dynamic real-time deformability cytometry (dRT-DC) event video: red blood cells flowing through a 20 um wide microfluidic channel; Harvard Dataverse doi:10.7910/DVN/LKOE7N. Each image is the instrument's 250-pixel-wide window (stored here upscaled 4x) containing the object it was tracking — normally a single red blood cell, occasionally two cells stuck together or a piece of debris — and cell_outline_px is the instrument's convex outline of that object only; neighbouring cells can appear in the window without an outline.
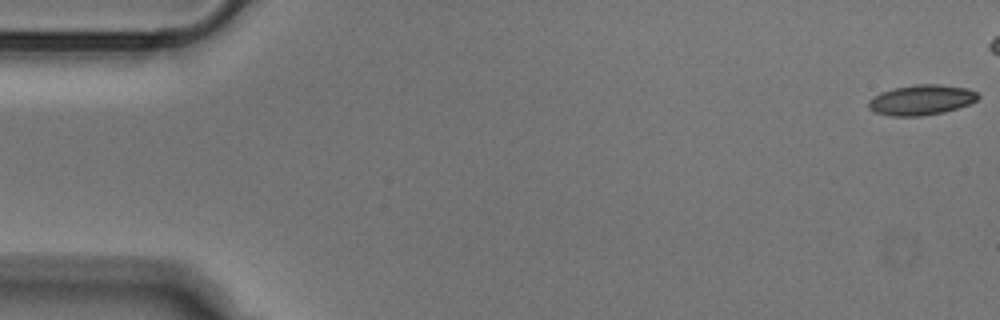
{"species": "Egyptian fruit bat (a non-hibernating species)", "species_latin": "Rousettus aegyptiacus", "temperature_condition": "cold", "stored_images_in_passage": 43, "camera_frame_rate_fps": 3000, "um_per_image_px": 0.085, "animal": {"sex": "male"}, "frame": {"image": 1, "passage_image": 1, "time_ms": 0.0, "image_size_px": [1000, 320], "cell_outline_px": [[980, 96], [976, 100], [968, 104], [944, 112], [924, 116], [892, 116], [872, 112], [868, 108], [868, 100], [880, 92], [892, 88], [916, 84], [936, 84], [968, 88], [976, 92]], "centroid_in_image_um": [78.27, 8.49], "position_along_channel_um": 6.7, "area_um2": 19.42}}
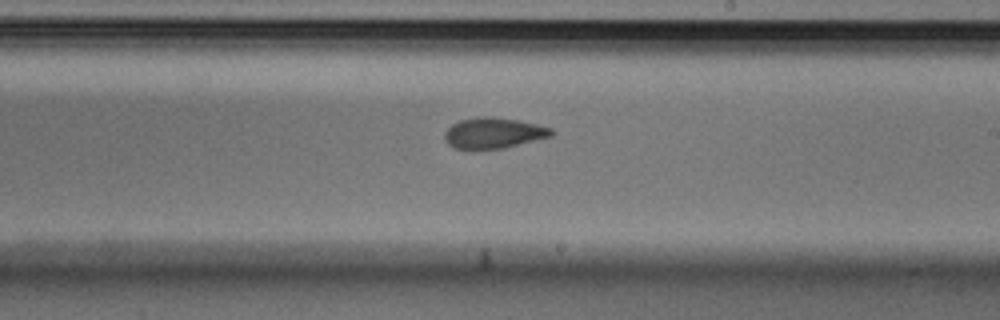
{"frame": {"image": 2, "passage_image": 30, "time_ms": 9.667, "image_size_px": [1000, 320], "cell_outline_px": [[556, 132], [552, 136], [504, 148], [472, 152], [456, 148], [448, 144], [444, 140], [444, 132], [452, 124], [460, 120], [480, 116], [492, 116], [520, 120], [552, 128]], "centroid_in_image_um": [41.93, 11.33], "position_along_channel_um": 247.1, "area_um2": 19.83}}
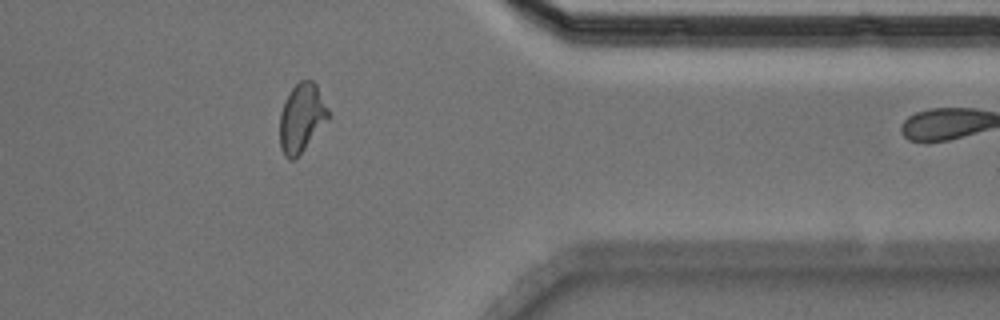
{"frame": {"image": 3, "passage_image": 42, "time_ms": 13.667, "image_size_px": [1000, 320], "cell_outline_px": [[328, 120], [304, 148], [292, 160], [288, 160], [284, 156], [280, 148], [280, 112], [284, 100], [292, 88], [300, 80], [312, 80], [316, 84], [328, 108]], "centroid_in_image_um": [25.61, 10.0], "position_along_channel_um": 385.8, "area_um2": 19.19}}